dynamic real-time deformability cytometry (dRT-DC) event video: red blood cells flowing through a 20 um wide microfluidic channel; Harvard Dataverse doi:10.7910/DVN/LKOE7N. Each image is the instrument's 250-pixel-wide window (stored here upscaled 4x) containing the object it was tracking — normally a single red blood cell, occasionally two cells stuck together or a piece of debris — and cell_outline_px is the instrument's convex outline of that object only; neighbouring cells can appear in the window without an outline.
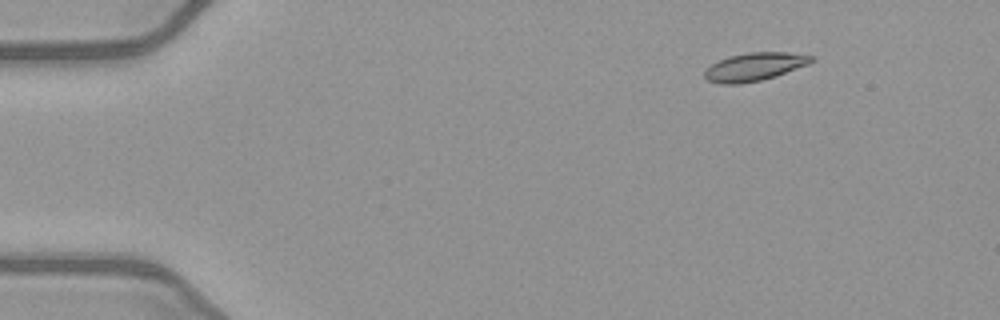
{"species": "common noctule bat (a hibernating species)", "species_latin": "Nyctalus noctula", "temperature_condition": "warm", "stored_images_in_passage": 12, "camera_frame_rate_fps": 3000, "um_per_image_px": 0.085, "animal": {"sex": "female", "body_mass_g": 21.9}, "frame": {"image": 1, "passage_image": 1, "time_ms": 0.0, "image_size_px": [1000, 320], "cell_outline_px": [[816, 60], [808, 64], [776, 76], [760, 80], [740, 84], [724, 84], [708, 80], [704, 76], [704, 68], [728, 56], [748, 52], [788, 52], [812, 56]], "centroid_in_image_um": [64.12, 5.67], "position_along_channel_um": 20.9, "area_um2": 17.46}}
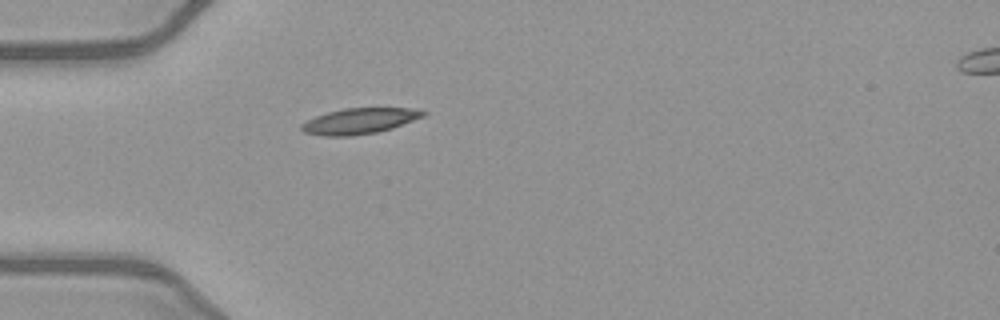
{"frame": {"image": 2, "passage_image": 10, "time_ms": 3.0, "image_size_px": [1000, 320], "cell_outline_px": [[428, 112], [424, 116], [392, 128], [376, 132], [352, 136], [324, 136], [304, 132], [300, 128], [300, 124], [316, 116], [328, 112], [344, 108], [408, 108]], "centroid_in_image_um": [30.53, 10.29], "position_along_channel_um": 54.5, "area_um2": 18.09}}